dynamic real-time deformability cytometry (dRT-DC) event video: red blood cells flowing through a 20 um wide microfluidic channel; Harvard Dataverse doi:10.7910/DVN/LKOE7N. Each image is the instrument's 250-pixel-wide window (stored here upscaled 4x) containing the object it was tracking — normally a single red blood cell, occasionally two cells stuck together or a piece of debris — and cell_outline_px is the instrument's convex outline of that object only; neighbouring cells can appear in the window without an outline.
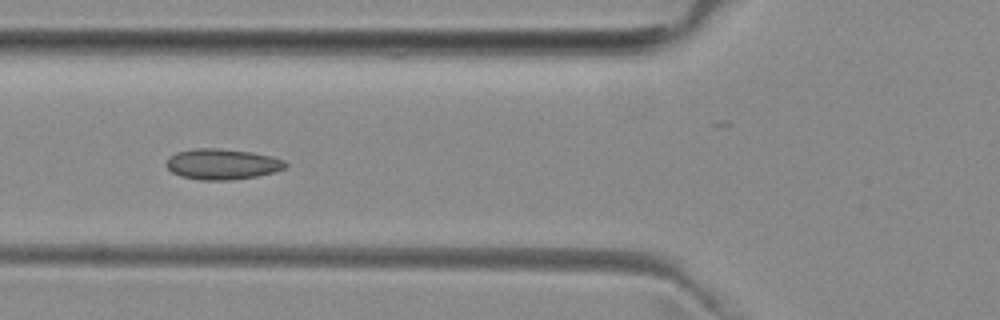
{"species": "common noctule bat (a hibernating species)", "species_latin": "Nyctalus noctula", "temperature_condition": "room temperature", "stored_images_in_passage": 6, "camera_frame_rate_fps": 3000, "um_per_image_px": 0.085, "animal": {"sex": "female", "body_mass_g": 29.2, "forearm_length_mm": 56.3}, "frame": {"image": 1, "passage_image": 6, "time_ms": 6.0, "image_size_px": [1000, 320], "cell_outline_px": [[288, 164], [284, 168], [272, 172], [256, 176], [232, 180], [200, 180], [180, 176], [172, 172], [164, 164], [168, 156], [176, 152], [192, 148], [220, 148], [252, 152], [272, 156], [284, 160]], "centroid_in_image_um": [18.84, 13.94], "position_along_channel_um": 107.0, "area_um2": 21.5}}